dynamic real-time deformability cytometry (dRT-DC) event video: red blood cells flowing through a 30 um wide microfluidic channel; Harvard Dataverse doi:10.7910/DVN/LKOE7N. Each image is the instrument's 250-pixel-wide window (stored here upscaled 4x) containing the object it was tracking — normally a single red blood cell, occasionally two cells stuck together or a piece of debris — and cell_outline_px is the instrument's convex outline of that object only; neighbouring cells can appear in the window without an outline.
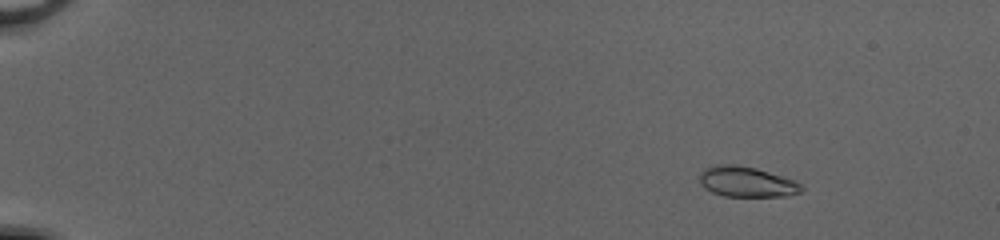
{"species": "common noctule bat (a hibernating species)", "species_latin": "Nyctalus noctula", "temperature_condition": "cold", "stored_images_in_passage": 53, "camera_frame_rate_fps": 3000, "um_per_image_px": 0.085, "animal": {"sex": "female", "body_mass_g": 20.0, "forearm_length_mm": 54.0}, "frame": {"image": 1, "passage_image": 8, "time_ms": 2.333, "image_size_px": [1000, 240], "cell_outline_px": [[804, 188], [800, 192], [788, 196], [724, 196], [712, 192], [704, 188], [700, 184], [700, 172], [704, 168], [716, 164], [736, 164], [756, 168], [792, 180], [800, 184]], "centroid_in_image_um": [63.41, 15.45], "position_along_channel_um": 21.6, "area_um2": 17.98}}
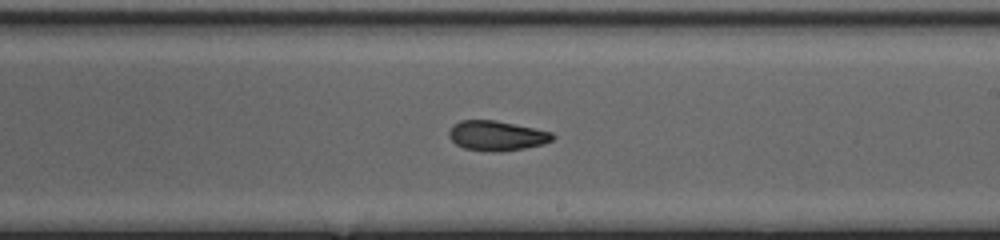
{"frame": {"image": 2, "passage_image": 34, "time_ms": 11.0, "image_size_px": [1000, 240], "cell_outline_px": [[556, 136], [552, 140], [544, 144], [524, 148], [500, 152], [492, 152], [464, 148], [456, 144], [448, 136], [448, 132], [452, 124], [460, 120], [496, 120], [552, 132]], "centroid_in_image_um": [42.2, 11.53], "position_along_channel_um": 246.8, "area_um2": 18.15}}
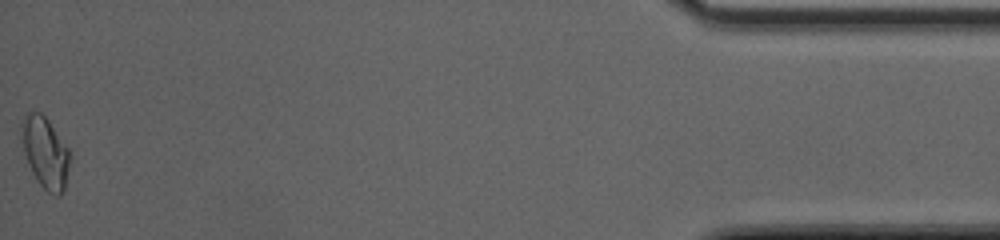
{"frame": {"image": 3, "passage_image": 53, "time_ms": 17.333, "image_size_px": [1000, 240], "cell_outline_px": [[72, 156], [64, 188], [60, 196], [56, 196], [48, 192], [36, 180], [32, 172], [24, 152], [20, 140], [20, 124], [24, 116], [28, 112], [40, 112], [48, 120], [68, 148]], "centroid_in_image_um": [3.84, 12.96], "position_along_channel_um": 431.4, "area_um2": 20.23}, "authors_computed_cell_mechanics": {"area_um2": 18.1492, "velocity_mm_per_s": 4.1733, "shape_relaxation_time_tau1_ms": 10.6951, "shape_relaxation_time_tau2_ms": 2.2104, "deformation_change_tau1": 0.238, "deformation_change_tau2": 0.0593}}